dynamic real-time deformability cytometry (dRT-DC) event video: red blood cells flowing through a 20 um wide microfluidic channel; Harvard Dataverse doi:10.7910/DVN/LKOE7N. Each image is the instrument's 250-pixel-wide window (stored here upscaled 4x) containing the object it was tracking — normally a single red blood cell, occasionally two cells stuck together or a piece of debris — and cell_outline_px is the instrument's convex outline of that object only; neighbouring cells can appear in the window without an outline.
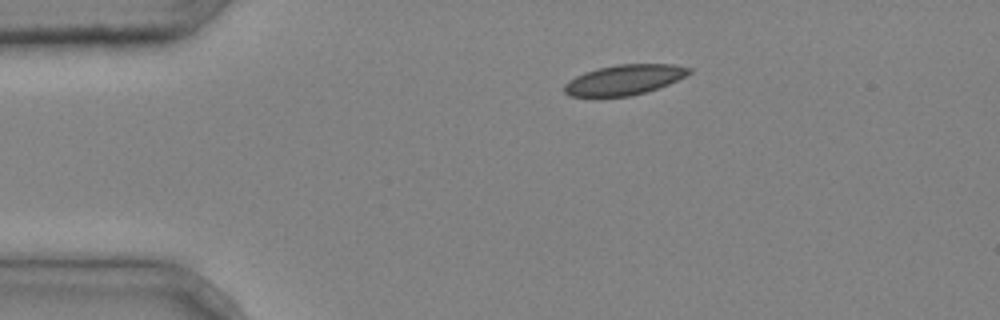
{"species": "common noctule bat (a hibernating species)", "species_latin": "Nyctalus noctula", "temperature_condition": "cold", "stored_images_in_passage": 3, "camera_frame_rate_fps": 3000, "um_per_image_px": 0.085, "animal": {"sex": "male", "body_mass_g": 20.4}, "frame": {"image": 1, "passage_image": 1, "time_ms": 0.0, "image_size_px": [1000, 320], "cell_outline_px": [[692, 72], [668, 84], [644, 92], [628, 96], [568, 96], [564, 92], [564, 84], [568, 80], [584, 72], [596, 68], [616, 64], [672, 64], [692, 68]], "centroid_in_image_um": [53.03, 6.77], "position_along_channel_um": 32.0, "area_um2": 21.79}}